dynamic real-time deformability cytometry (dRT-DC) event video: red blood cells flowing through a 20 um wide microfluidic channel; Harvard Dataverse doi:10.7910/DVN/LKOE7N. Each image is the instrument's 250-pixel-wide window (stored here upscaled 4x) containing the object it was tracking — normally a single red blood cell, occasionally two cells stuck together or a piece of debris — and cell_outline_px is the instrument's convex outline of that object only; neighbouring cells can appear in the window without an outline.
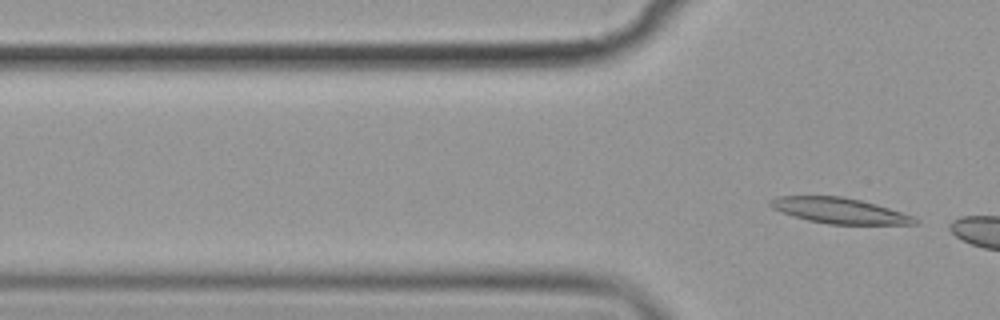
{"species": "common noctule bat (a hibernating species)", "species_latin": "Nyctalus noctula", "temperature_condition": "cold", "stored_images_in_passage": 7, "camera_frame_rate_fps": 3000, "um_per_image_px": 0.085, "animal": {"sex": "female", "body_mass_g": 19.9}, "frame": {"image": 1, "passage_image": 7, "time_ms": 8.0, "image_size_px": [1000, 320], "cell_outline_px": [[920, 224], [828, 224], [808, 220], [780, 212], [772, 208], [768, 204], [776, 196], [840, 196], [860, 200], [876, 204], [904, 212], [916, 216], [920, 220]], "centroid_in_image_um": [71.42, 17.91], "position_along_channel_um": 54.4, "area_um2": 21.68}}